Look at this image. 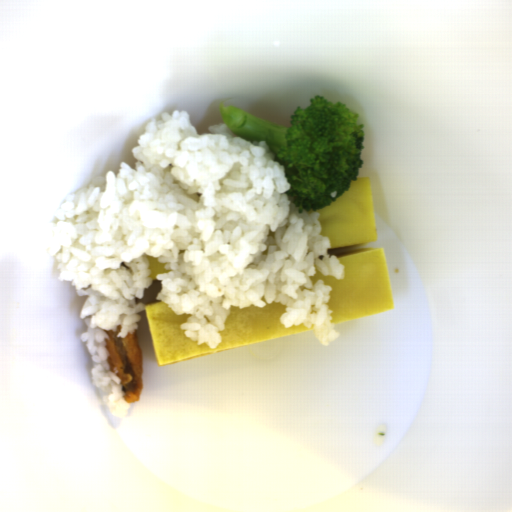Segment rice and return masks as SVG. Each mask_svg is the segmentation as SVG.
<instances>
[{
	"instance_id": "652b925c",
	"label": "rice",
	"mask_w": 512,
	"mask_h": 512,
	"mask_svg": "<svg viewBox=\"0 0 512 512\" xmlns=\"http://www.w3.org/2000/svg\"><path fill=\"white\" fill-rule=\"evenodd\" d=\"M199 135L189 112L173 109L145 125L134 167L120 162L73 192L47 234L58 280L86 298L80 337L92 382L115 419L129 409L123 382L109 364L108 331H135L153 284L146 257L164 263L155 298L177 315L199 346L221 341L232 307L281 302L284 328L313 327L324 346L339 339L318 271L345 276L329 253L317 211L299 212L284 165L267 141L239 137L226 125Z\"/></svg>"
}]
</instances>
